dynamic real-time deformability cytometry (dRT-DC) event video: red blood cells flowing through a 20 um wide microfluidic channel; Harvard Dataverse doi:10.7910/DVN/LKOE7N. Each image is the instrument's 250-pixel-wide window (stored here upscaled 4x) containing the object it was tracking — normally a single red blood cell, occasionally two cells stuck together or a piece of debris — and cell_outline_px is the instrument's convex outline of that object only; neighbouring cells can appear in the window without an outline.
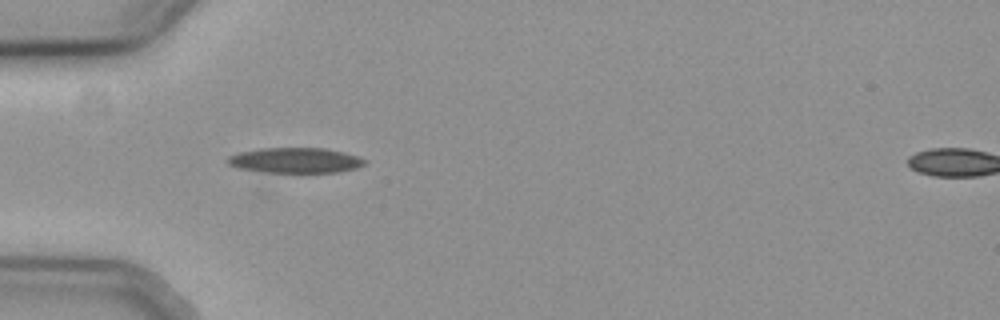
{"species": "common noctule bat (a hibernating species)", "species_latin": "Nyctalus noctula", "temperature_condition": "cold", "stored_images_in_passage": 42, "camera_frame_rate_fps": 3000, "um_per_image_px": 0.085, "animal": {"sex": "female", "body_mass_g": 19.3, "forearm_length_mm": 54.1}, "frame": {"image": 1, "passage_image": 8, "time_ms": 2.333, "image_size_px": [1000, 320], "cell_outline_px": [[368, 160], [364, 164], [356, 168], [336, 172], [264, 172], [240, 168], [228, 164], [228, 156], [240, 152], [264, 148], [324, 148], [344, 152]], "centroid_in_image_um": [25.12, 13.62], "position_along_channel_um": 59.9, "area_um2": 19.94}}
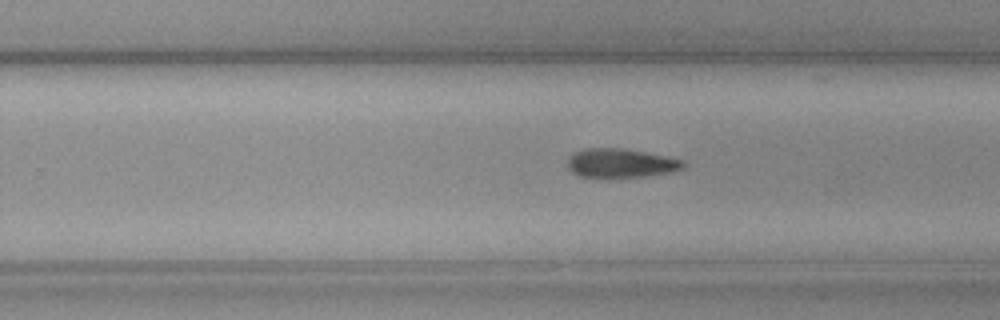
{"frame": {"image": 2, "passage_image": 26, "time_ms": 8.333, "image_size_px": [1000, 320], "cell_outline_px": [[688, 164], [684, 168], [672, 172], [644, 176], [580, 176], [572, 172], [568, 168], [568, 156], [576, 152], [588, 148], [620, 148], [644, 152], [684, 160]], "centroid_in_image_um": [52.8, 13.85], "position_along_channel_um": 277.0, "area_um2": 19.19}}
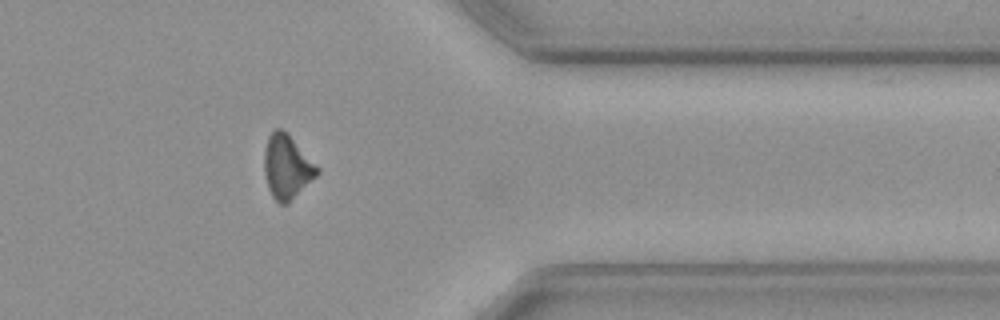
{"frame": {"image": 3, "passage_image": 36, "time_ms": 11.667, "image_size_px": [1000, 320], "cell_outline_px": [[320, 172], [288, 204], [280, 204], [272, 196], [268, 188], [264, 172], [264, 152], [268, 136], [276, 128], [280, 128], [288, 132], [320, 168]], "centroid_in_image_um": [24.39, 14.16], "position_along_channel_um": 387.0, "area_um2": 19.88}}